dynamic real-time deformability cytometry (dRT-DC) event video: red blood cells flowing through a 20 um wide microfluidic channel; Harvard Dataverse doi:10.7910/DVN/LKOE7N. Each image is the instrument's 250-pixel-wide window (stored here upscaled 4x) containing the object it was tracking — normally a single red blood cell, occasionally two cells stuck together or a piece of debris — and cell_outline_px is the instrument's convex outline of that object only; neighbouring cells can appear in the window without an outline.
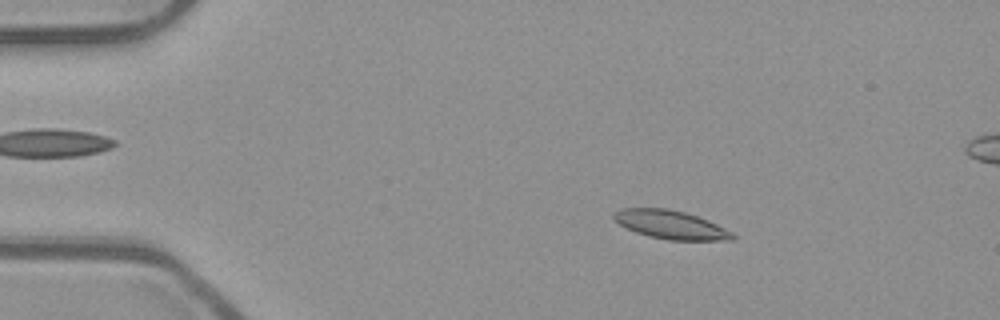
{"species": "common noctule bat (a hibernating species)", "species_latin": "Nyctalus noctula", "temperature_condition": "room temperature", "stored_images_in_passage": 54, "camera_frame_rate_fps": 3000, "um_per_image_px": 0.085, "animal": {"sex": "male", "body_mass_g": 23.1, "forearm_length_mm": 52.7}, "frame": {"image": 1, "passage_image": 9, "time_ms": 2.667, "image_size_px": [1000, 320], "cell_outline_px": [[736, 240], [668, 240], [648, 236], [636, 232], [620, 224], [612, 216], [620, 208], [668, 208], [684, 212], [708, 220], [732, 232], [736, 236]], "centroid_in_image_um": [57.04, 19.1], "position_along_channel_um": 28.0, "area_um2": 19.59}}
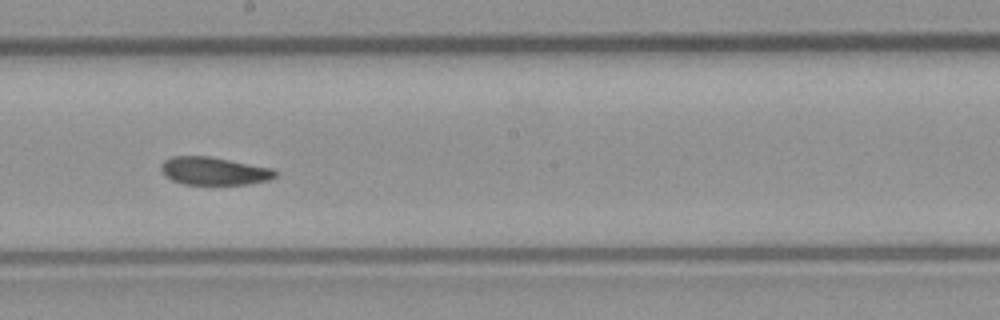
{"frame": {"image": 2, "passage_image": 30, "time_ms": 9.667, "image_size_px": [1000, 320], "cell_outline_px": [[276, 176], [272, 180], [248, 184], [184, 184], [172, 180], [160, 168], [160, 164], [164, 160], [172, 156], [208, 156], [272, 168], [276, 172]], "centroid_in_image_um": [18.21, 14.53], "position_along_channel_um": 230.0, "area_um2": 18.44}}
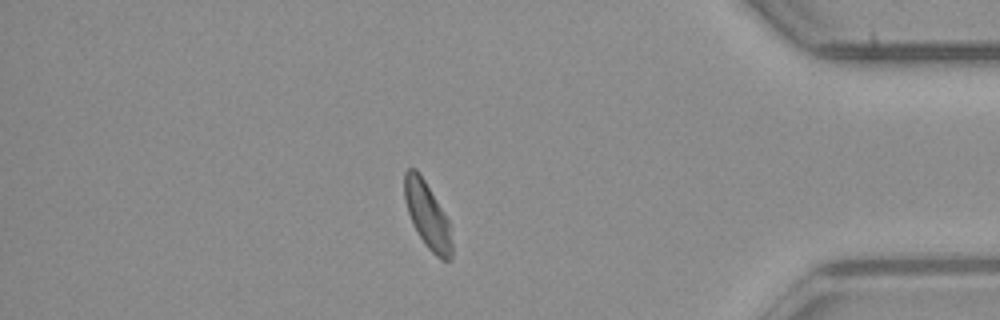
{"frame": {"image": 3, "passage_image": 46, "time_ms": 15.0, "image_size_px": [1000, 320], "cell_outline_px": [[452, 260], [444, 260], [436, 256], [424, 244], [408, 212], [404, 200], [404, 172], [408, 168], [416, 168], [424, 180], [448, 220], [452, 244]], "centroid_in_image_um": [36.31, 18.29], "position_along_channel_um": 398.9, "area_um2": 17.86}, "authors_computed_cell_mechanics": {"area_um2": 19.2763, "velocity_mm_per_s": 3.8394, "shape_relaxation_time_tau1_ms": 7.2366, "shape_relaxation_time_tau2_ms": 2.3178, "deformation_change_tau1": 0.1512, "deformation_change_tau2": 0.0807}}